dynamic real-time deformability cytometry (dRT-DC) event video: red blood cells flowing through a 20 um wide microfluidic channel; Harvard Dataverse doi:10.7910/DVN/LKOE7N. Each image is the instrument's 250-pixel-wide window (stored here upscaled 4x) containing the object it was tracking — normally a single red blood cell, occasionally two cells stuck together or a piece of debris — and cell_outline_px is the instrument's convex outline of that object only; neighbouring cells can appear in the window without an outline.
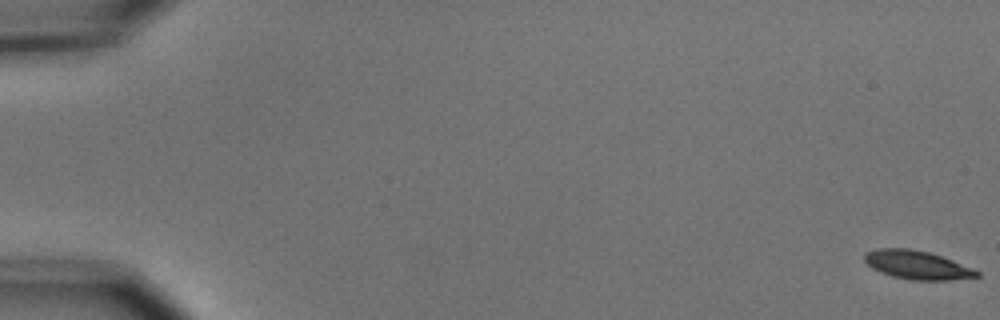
{"species": "common noctule bat (a hibernating species)", "species_latin": "Nyctalus noctula", "temperature_condition": "cold", "stored_images_in_passage": 9, "segment_of_instrument_passage": [1, 2], "camera_frame_rate_fps": 3000, "um_per_image_px": 0.085, "animal": {"sex": "male", "body_mass_g": 15.6}, "frame": {"image": 1, "passage_image": 1, "time_ms": 0.0, "image_size_px": [1000, 320], "cell_outline_px": [[980, 276], [948, 280], [912, 280], [892, 276], [880, 272], [872, 268], [864, 260], [864, 252], [876, 248], [912, 248], [928, 252], [952, 260], [980, 272]], "centroid_in_image_um": [77.9, 22.51], "position_along_channel_um": 7.1, "area_um2": 18.61}}
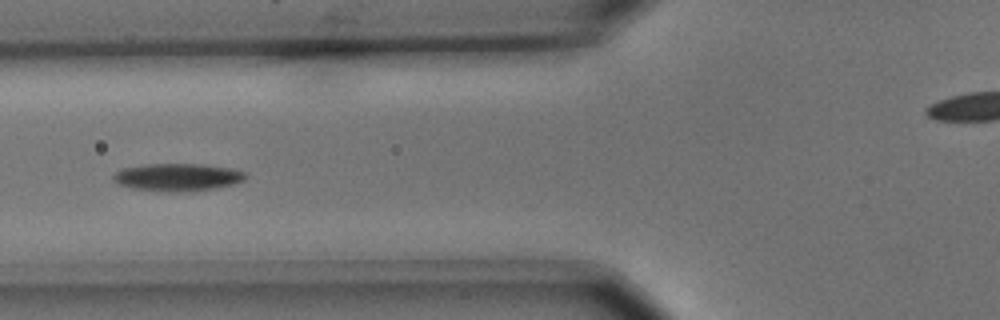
{"frame": {"image": 2, "passage_image": 7, "time_ms": 2.0, "image_size_px": [1000, 320], "cell_outline_px": [[244, 180], [232, 184], [192, 192], [168, 192], [132, 188], [116, 184], [112, 180], [112, 176], [120, 168], [148, 164], [200, 164], [228, 168], [244, 172]], "centroid_in_image_um": [14.99, 15.07], "position_along_channel_um": 110.8, "area_um2": 21.21}}
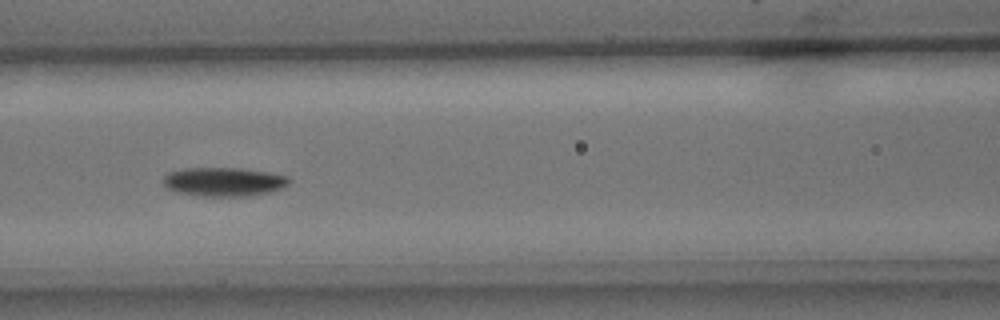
{"frame": {"image": 3, "passage_image": 8, "time_ms": 2.333, "image_size_px": [1000, 320], "cell_outline_px": [[288, 184], [280, 188], [268, 192], [248, 196], [200, 196], [176, 192], [168, 188], [160, 180], [168, 172], [188, 168], [240, 168], [288, 176]], "centroid_in_image_um": [18.95, 15.45], "position_along_channel_um": 147.7, "area_um2": 20.98}}